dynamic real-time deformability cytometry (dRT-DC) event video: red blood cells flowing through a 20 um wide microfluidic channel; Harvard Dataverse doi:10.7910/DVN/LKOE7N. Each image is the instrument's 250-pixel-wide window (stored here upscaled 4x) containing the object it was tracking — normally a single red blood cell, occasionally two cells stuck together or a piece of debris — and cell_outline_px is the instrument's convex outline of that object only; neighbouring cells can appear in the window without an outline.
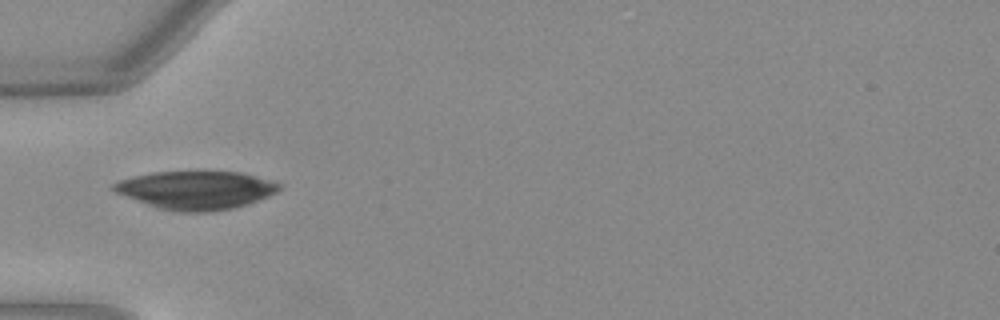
{"species": "Egyptian fruit bat (a non-hibernating species)", "species_latin": "Rousettus aegyptiacus", "temperature_condition": "warm", "stored_images_in_passage": 16, "camera_frame_rate_fps": 3000, "um_per_image_px": 0.085, "animal": {"sex": "female"}, "frame": {"image": 1, "passage_image": 1, "time_ms": 0.0, "image_size_px": [1000, 320], "cell_outline_px": [[280, 188], [276, 192], [268, 196], [248, 204], [232, 208], [208, 212], [176, 212], [160, 208], [148, 204], [116, 192], [112, 188], [112, 184], [120, 180], [152, 172], [240, 172], [272, 180], [280, 184]], "centroid_in_image_um": [16.69, 16.16], "position_along_channel_um": 68.3, "area_um2": 36.47}}
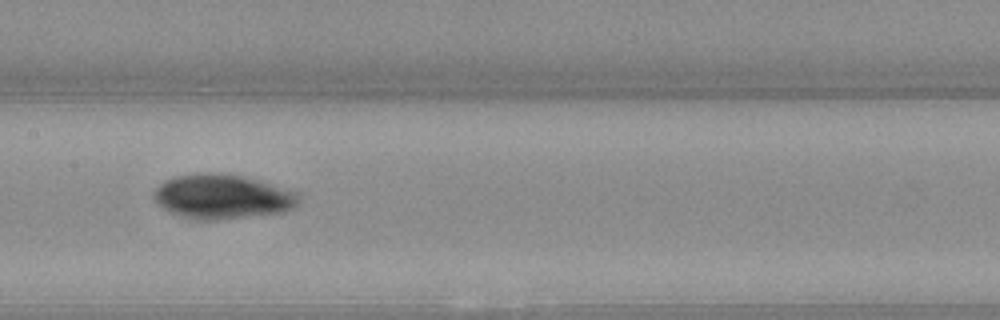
{"frame": {"image": 2, "passage_image": 10, "time_ms": 3.0, "image_size_px": [1000, 320], "cell_outline_px": [[296, 204], [292, 208], [284, 212], [216, 220], [192, 220], [180, 216], [156, 204], [152, 196], [152, 192], [164, 180], [176, 176], [200, 172], [212, 172], [240, 176], [260, 180], [296, 192]], "centroid_in_image_um": [18.82, 16.71], "position_along_channel_um": 188.6, "area_um2": 37.51}}